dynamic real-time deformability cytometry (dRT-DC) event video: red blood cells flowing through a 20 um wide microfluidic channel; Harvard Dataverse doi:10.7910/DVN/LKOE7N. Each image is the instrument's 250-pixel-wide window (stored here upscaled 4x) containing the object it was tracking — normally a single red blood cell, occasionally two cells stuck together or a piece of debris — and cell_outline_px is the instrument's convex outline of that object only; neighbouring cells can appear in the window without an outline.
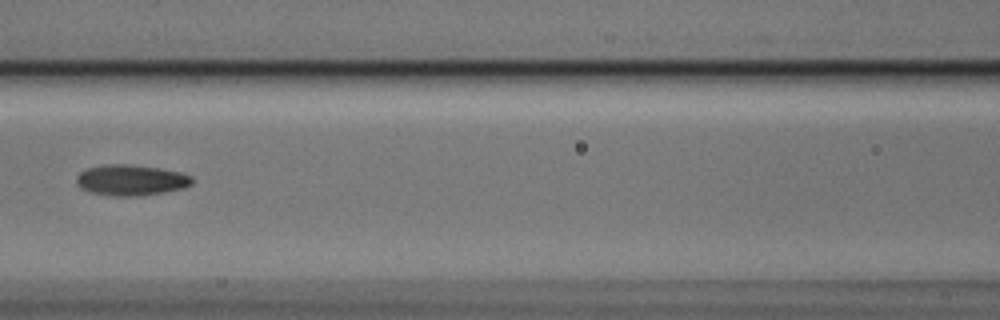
{"species": "Egyptian fruit bat (a non-hibernating species)", "species_latin": "Rousettus aegyptiacus", "temperature_condition": "cold", "stored_images_in_passage": 8, "camera_frame_rate_fps": 3000, "um_per_image_px": 0.085, "animal": {"sex": "male"}, "frame": {"image": 1, "passage_image": 8, "time_ms": 2.333, "image_size_px": [1000, 320], "cell_outline_px": [[192, 184], [184, 188], [164, 192], [140, 196], [112, 196], [92, 192], [80, 188], [76, 184], [76, 176], [80, 172], [88, 168], [104, 164], [124, 164], [160, 168], [180, 172], [192, 176]], "centroid_in_image_um": [11.13, 15.31], "position_along_channel_um": 155.5, "area_um2": 20.81}}